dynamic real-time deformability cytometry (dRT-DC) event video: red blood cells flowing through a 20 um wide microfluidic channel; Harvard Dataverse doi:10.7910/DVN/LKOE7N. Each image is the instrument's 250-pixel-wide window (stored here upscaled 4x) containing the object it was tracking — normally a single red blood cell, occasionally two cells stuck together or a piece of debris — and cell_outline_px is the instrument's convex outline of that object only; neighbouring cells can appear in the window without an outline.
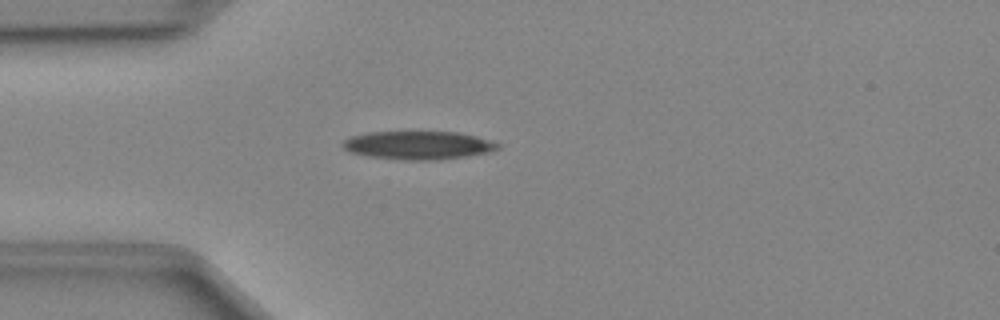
{"species": "Egyptian fruit bat (a non-hibernating species)", "species_latin": "Rousettus aegyptiacus", "temperature_condition": "cold", "stored_images_in_passage": 36, "camera_frame_rate_fps": 3000, "um_per_image_px": 0.085, "animal": {"sex": "female"}, "frame": {"image": 1, "passage_image": 1, "time_ms": 0.0, "image_size_px": [1000, 320], "cell_outline_px": [[500, 148], [488, 152], [468, 156], [440, 160], [400, 160], [368, 156], [348, 152], [340, 144], [344, 140], [352, 136], [368, 132], [460, 132], [476, 136], [500, 144]], "centroid_in_image_um": [35.53, 12.35], "position_along_channel_um": 49.5, "area_um2": 25.72}}
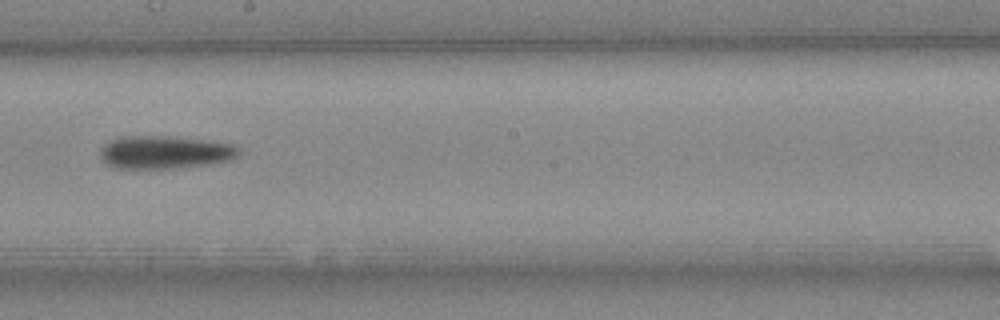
{"frame": {"image": 2, "passage_image": 15, "time_ms": 4.667, "image_size_px": [1000, 320], "cell_outline_px": [[240, 156], [232, 160], [208, 164], [176, 168], [116, 168], [100, 160], [100, 148], [108, 140], [124, 136], [168, 136], [212, 140], [236, 144], [240, 148]], "centroid_in_image_um": [14.06, 12.93], "position_along_channel_um": 234.1, "area_um2": 27.17}}
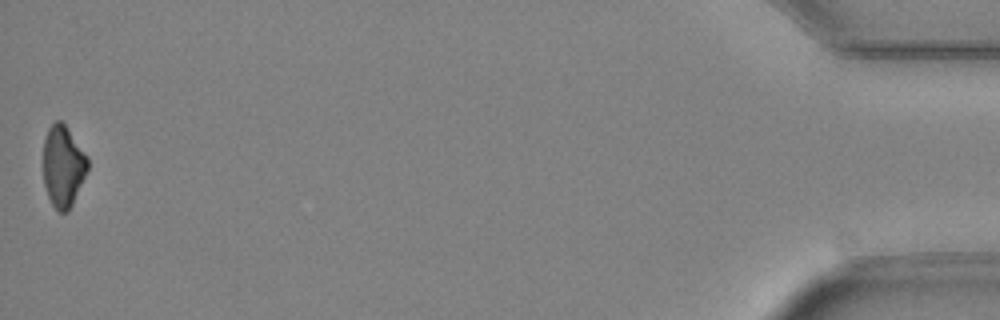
{"frame": {"image": 3, "passage_image": 36, "time_ms": 11.667, "image_size_px": [1000, 320], "cell_outline_px": [[88, 168], [72, 204], [68, 212], [60, 212], [52, 204], [48, 196], [44, 184], [44, 140], [48, 128], [56, 120], [60, 120], [68, 128], [88, 156]], "centroid_in_image_um": [5.37, 14.1], "position_along_channel_um": 429.8, "area_um2": 20.87}}